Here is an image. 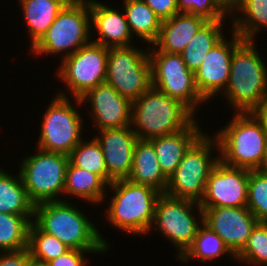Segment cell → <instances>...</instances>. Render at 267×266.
I'll return each mask as SVG.
<instances>
[{
  "label": "cell",
  "instance_id": "1",
  "mask_svg": "<svg viewBox=\"0 0 267 266\" xmlns=\"http://www.w3.org/2000/svg\"><path fill=\"white\" fill-rule=\"evenodd\" d=\"M33 222L71 249L87 250L92 254L109 249V243L94 223L67 200L35 205Z\"/></svg>",
  "mask_w": 267,
  "mask_h": 266
},
{
  "label": "cell",
  "instance_id": "2",
  "mask_svg": "<svg viewBox=\"0 0 267 266\" xmlns=\"http://www.w3.org/2000/svg\"><path fill=\"white\" fill-rule=\"evenodd\" d=\"M255 44L244 40L233 52L222 94L236 112H256L267 101V68Z\"/></svg>",
  "mask_w": 267,
  "mask_h": 266
},
{
  "label": "cell",
  "instance_id": "3",
  "mask_svg": "<svg viewBox=\"0 0 267 266\" xmlns=\"http://www.w3.org/2000/svg\"><path fill=\"white\" fill-rule=\"evenodd\" d=\"M228 125L217 130L219 159L225 165L257 170L267 148V131L256 112H235Z\"/></svg>",
  "mask_w": 267,
  "mask_h": 266
},
{
  "label": "cell",
  "instance_id": "4",
  "mask_svg": "<svg viewBox=\"0 0 267 266\" xmlns=\"http://www.w3.org/2000/svg\"><path fill=\"white\" fill-rule=\"evenodd\" d=\"M195 118L180 101L151 87L132 102L130 126L138 139L150 140L179 132Z\"/></svg>",
  "mask_w": 267,
  "mask_h": 266
},
{
  "label": "cell",
  "instance_id": "5",
  "mask_svg": "<svg viewBox=\"0 0 267 266\" xmlns=\"http://www.w3.org/2000/svg\"><path fill=\"white\" fill-rule=\"evenodd\" d=\"M108 186L115 194L107 203V222L131 235L149 234L152 231L155 205L161 193L128 179L113 181Z\"/></svg>",
  "mask_w": 267,
  "mask_h": 266
},
{
  "label": "cell",
  "instance_id": "6",
  "mask_svg": "<svg viewBox=\"0 0 267 266\" xmlns=\"http://www.w3.org/2000/svg\"><path fill=\"white\" fill-rule=\"evenodd\" d=\"M90 27V0H70L30 50L41 56L62 53L65 58L92 41Z\"/></svg>",
  "mask_w": 267,
  "mask_h": 266
},
{
  "label": "cell",
  "instance_id": "7",
  "mask_svg": "<svg viewBox=\"0 0 267 266\" xmlns=\"http://www.w3.org/2000/svg\"><path fill=\"white\" fill-rule=\"evenodd\" d=\"M212 136L203 133L185 152L176 170L168 177L167 195L197 203L201 201L209 174L220 160L219 154L213 156L215 149L219 152V145Z\"/></svg>",
  "mask_w": 267,
  "mask_h": 266
},
{
  "label": "cell",
  "instance_id": "8",
  "mask_svg": "<svg viewBox=\"0 0 267 266\" xmlns=\"http://www.w3.org/2000/svg\"><path fill=\"white\" fill-rule=\"evenodd\" d=\"M36 154L24 157L19 174L30 201L34 204L64 201L65 173L68 155L36 148Z\"/></svg>",
  "mask_w": 267,
  "mask_h": 266
},
{
  "label": "cell",
  "instance_id": "9",
  "mask_svg": "<svg viewBox=\"0 0 267 266\" xmlns=\"http://www.w3.org/2000/svg\"><path fill=\"white\" fill-rule=\"evenodd\" d=\"M105 83L131 102L152 87L149 51L130 47H109Z\"/></svg>",
  "mask_w": 267,
  "mask_h": 266
},
{
  "label": "cell",
  "instance_id": "10",
  "mask_svg": "<svg viewBox=\"0 0 267 266\" xmlns=\"http://www.w3.org/2000/svg\"><path fill=\"white\" fill-rule=\"evenodd\" d=\"M68 96L67 92H59L48 105L41 124L38 149L69 155L82 140L83 118Z\"/></svg>",
  "mask_w": 267,
  "mask_h": 266
},
{
  "label": "cell",
  "instance_id": "11",
  "mask_svg": "<svg viewBox=\"0 0 267 266\" xmlns=\"http://www.w3.org/2000/svg\"><path fill=\"white\" fill-rule=\"evenodd\" d=\"M194 208L199 211L197 215L201 218H199L201 224L195 219ZM202 223L203 209L199 203L161 193L155 205L151 229L158 230L157 232L162 233L172 245L176 246L178 252L176 256L179 259L193 244Z\"/></svg>",
  "mask_w": 267,
  "mask_h": 266
},
{
  "label": "cell",
  "instance_id": "12",
  "mask_svg": "<svg viewBox=\"0 0 267 266\" xmlns=\"http://www.w3.org/2000/svg\"><path fill=\"white\" fill-rule=\"evenodd\" d=\"M148 47L151 63L152 87L180 101L194 115L201 103L194 81V73L183 62L181 54L168 53Z\"/></svg>",
  "mask_w": 267,
  "mask_h": 266
},
{
  "label": "cell",
  "instance_id": "13",
  "mask_svg": "<svg viewBox=\"0 0 267 266\" xmlns=\"http://www.w3.org/2000/svg\"><path fill=\"white\" fill-rule=\"evenodd\" d=\"M108 47L90 42L62 58L58 78L68 86L71 97L80 99L92 88L105 83Z\"/></svg>",
  "mask_w": 267,
  "mask_h": 266
},
{
  "label": "cell",
  "instance_id": "14",
  "mask_svg": "<svg viewBox=\"0 0 267 266\" xmlns=\"http://www.w3.org/2000/svg\"><path fill=\"white\" fill-rule=\"evenodd\" d=\"M250 170L218 161L209 174L199 206L206 208L247 206Z\"/></svg>",
  "mask_w": 267,
  "mask_h": 266
},
{
  "label": "cell",
  "instance_id": "15",
  "mask_svg": "<svg viewBox=\"0 0 267 266\" xmlns=\"http://www.w3.org/2000/svg\"><path fill=\"white\" fill-rule=\"evenodd\" d=\"M231 33L232 40L227 41L223 37L208 51L201 66L194 72L195 86L206 102L218 93L222 94L226 88L233 52L244 41L233 30Z\"/></svg>",
  "mask_w": 267,
  "mask_h": 266
},
{
  "label": "cell",
  "instance_id": "16",
  "mask_svg": "<svg viewBox=\"0 0 267 266\" xmlns=\"http://www.w3.org/2000/svg\"><path fill=\"white\" fill-rule=\"evenodd\" d=\"M203 223L219 235L236 256L248 242L258 221L246 206H242L206 208Z\"/></svg>",
  "mask_w": 267,
  "mask_h": 266
},
{
  "label": "cell",
  "instance_id": "17",
  "mask_svg": "<svg viewBox=\"0 0 267 266\" xmlns=\"http://www.w3.org/2000/svg\"><path fill=\"white\" fill-rule=\"evenodd\" d=\"M74 100L77 105L86 101L91 103L90 116L99 131L131 125L132 102L107 83L92 88L80 99Z\"/></svg>",
  "mask_w": 267,
  "mask_h": 266
},
{
  "label": "cell",
  "instance_id": "18",
  "mask_svg": "<svg viewBox=\"0 0 267 266\" xmlns=\"http://www.w3.org/2000/svg\"><path fill=\"white\" fill-rule=\"evenodd\" d=\"M95 137L99 142L107 169L110 184L116 180L127 179L132 168L136 134L131 126L98 131Z\"/></svg>",
  "mask_w": 267,
  "mask_h": 266
},
{
  "label": "cell",
  "instance_id": "19",
  "mask_svg": "<svg viewBox=\"0 0 267 266\" xmlns=\"http://www.w3.org/2000/svg\"><path fill=\"white\" fill-rule=\"evenodd\" d=\"M91 27L99 35L92 42L104 47H130L133 36L129 30L125 14L112 7L90 0ZM94 26V27H93Z\"/></svg>",
  "mask_w": 267,
  "mask_h": 266
},
{
  "label": "cell",
  "instance_id": "20",
  "mask_svg": "<svg viewBox=\"0 0 267 266\" xmlns=\"http://www.w3.org/2000/svg\"><path fill=\"white\" fill-rule=\"evenodd\" d=\"M207 22L206 18L199 15L177 13L162 21L159 35L152 45L159 51L181 54Z\"/></svg>",
  "mask_w": 267,
  "mask_h": 266
},
{
  "label": "cell",
  "instance_id": "21",
  "mask_svg": "<svg viewBox=\"0 0 267 266\" xmlns=\"http://www.w3.org/2000/svg\"><path fill=\"white\" fill-rule=\"evenodd\" d=\"M203 134L196 118L179 132L150 139L163 173L170 177L189 147Z\"/></svg>",
  "mask_w": 267,
  "mask_h": 266
},
{
  "label": "cell",
  "instance_id": "22",
  "mask_svg": "<svg viewBox=\"0 0 267 266\" xmlns=\"http://www.w3.org/2000/svg\"><path fill=\"white\" fill-rule=\"evenodd\" d=\"M129 181L165 193L168 177L163 173L150 140L137 139L134 146Z\"/></svg>",
  "mask_w": 267,
  "mask_h": 266
},
{
  "label": "cell",
  "instance_id": "23",
  "mask_svg": "<svg viewBox=\"0 0 267 266\" xmlns=\"http://www.w3.org/2000/svg\"><path fill=\"white\" fill-rule=\"evenodd\" d=\"M70 0H19L25 24L30 33L31 47L53 24Z\"/></svg>",
  "mask_w": 267,
  "mask_h": 266
},
{
  "label": "cell",
  "instance_id": "24",
  "mask_svg": "<svg viewBox=\"0 0 267 266\" xmlns=\"http://www.w3.org/2000/svg\"><path fill=\"white\" fill-rule=\"evenodd\" d=\"M234 13L243 15L237 17ZM230 15L229 18H233L231 30L243 40L255 41L257 32L267 28V0H237Z\"/></svg>",
  "mask_w": 267,
  "mask_h": 266
},
{
  "label": "cell",
  "instance_id": "25",
  "mask_svg": "<svg viewBox=\"0 0 267 266\" xmlns=\"http://www.w3.org/2000/svg\"><path fill=\"white\" fill-rule=\"evenodd\" d=\"M107 184L96 174L68 162L65 173L64 196L78 197L90 203L104 202Z\"/></svg>",
  "mask_w": 267,
  "mask_h": 266
},
{
  "label": "cell",
  "instance_id": "26",
  "mask_svg": "<svg viewBox=\"0 0 267 266\" xmlns=\"http://www.w3.org/2000/svg\"><path fill=\"white\" fill-rule=\"evenodd\" d=\"M123 7L133 38L135 35L152 45L159 35L162 20L143 0H124Z\"/></svg>",
  "mask_w": 267,
  "mask_h": 266
},
{
  "label": "cell",
  "instance_id": "27",
  "mask_svg": "<svg viewBox=\"0 0 267 266\" xmlns=\"http://www.w3.org/2000/svg\"><path fill=\"white\" fill-rule=\"evenodd\" d=\"M224 20L208 21L188 42L181 53L186 67L193 73L201 66L206 54L225 35Z\"/></svg>",
  "mask_w": 267,
  "mask_h": 266
},
{
  "label": "cell",
  "instance_id": "28",
  "mask_svg": "<svg viewBox=\"0 0 267 266\" xmlns=\"http://www.w3.org/2000/svg\"><path fill=\"white\" fill-rule=\"evenodd\" d=\"M34 206L19 172L15 177L0 167V213L34 215Z\"/></svg>",
  "mask_w": 267,
  "mask_h": 266
},
{
  "label": "cell",
  "instance_id": "29",
  "mask_svg": "<svg viewBox=\"0 0 267 266\" xmlns=\"http://www.w3.org/2000/svg\"><path fill=\"white\" fill-rule=\"evenodd\" d=\"M228 254L231 259H235V255L224 244L219 235L212 231L204 223L199 227L193 244L179 258L180 261L189 262L191 259H198L200 262L214 261L215 259Z\"/></svg>",
  "mask_w": 267,
  "mask_h": 266
},
{
  "label": "cell",
  "instance_id": "30",
  "mask_svg": "<svg viewBox=\"0 0 267 266\" xmlns=\"http://www.w3.org/2000/svg\"><path fill=\"white\" fill-rule=\"evenodd\" d=\"M33 218L34 215L0 213V252L28 248V230Z\"/></svg>",
  "mask_w": 267,
  "mask_h": 266
},
{
  "label": "cell",
  "instance_id": "31",
  "mask_svg": "<svg viewBox=\"0 0 267 266\" xmlns=\"http://www.w3.org/2000/svg\"><path fill=\"white\" fill-rule=\"evenodd\" d=\"M69 162L76 167L98 175L107 185L110 176L107 174L104 156L95 136L90 141L82 139L68 155Z\"/></svg>",
  "mask_w": 267,
  "mask_h": 266
},
{
  "label": "cell",
  "instance_id": "32",
  "mask_svg": "<svg viewBox=\"0 0 267 266\" xmlns=\"http://www.w3.org/2000/svg\"><path fill=\"white\" fill-rule=\"evenodd\" d=\"M28 249L32 259L48 263L65 254L71 248L55 236L42 231L32 221L28 230Z\"/></svg>",
  "mask_w": 267,
  "mask_h": 266
},
{
  "label": "cell",
  "instance_id": "33",
  "mask_svg": "<svg viewBox=\"0 0 267 266\" xmlns=\"http://www.w3.org/2000/svg\"><path fill=\"white\" fill-rule=\"evenodd\" d=\"M246 264L267 266V223L258 222L252 229L248 242L235 256Z\"/></svg>",
  "mask_w": 267,
  "mask_h": 266
},
{
  "label": "cell",
  "instance_id": "34",
  "mask_svg": "<svg viewBox=\"0 0 267 266\" xmlns=\"http://www.w3.org/2000/svg\"><path fill=\"white\" fill-rule=\"evenodd\" d=\"M258 222L267 223V175L250 170L247 206Z\"/></svg>",
  "mask_w": 267,
  "mask_h": 266
},
{
  "label": "cell",
  "instance_id": "35",
  "mask_svg": "<svg viewBox=\"0 0 267 266\" xmlns=\"http://www.w3.org/2000/svg\"><path fill=\"white\" fill-rule=\"evenodd\" d=\"M179 13L199 15L208 21L225 20L230 9L221 0H177Z\"/></svg>",
  "mask_w": 267,
  "mask_h": 266
},
{
  "label": "cell",
  "instance_id": "36",
  "mask_svg": "<svg viewBox=\"0 0 267 266\" xmlns=\"http://www.w3.org/2000/svg\"><path fill=\"white\" fill-rule=\"evenodd\" d=\"M89 251L79 250V249H70L65 254L49 261L47 264L49 266H86L87 260L85 254Z\"/></svg>",
  "mask_w": 267,
  "mask_h": 266
},
{
  "label": "cell",
  "instance_id": "37",
  "mask_svg": "<svg viewBox=\"0 0 267 266\" xmlns=\"http://www.w3.org/2000/svg\"><path fill=\"white\" fill-rule=\"evenodd\" d=\"M163 21L179 13L177 0H143Z\"/></svg>",
  "mask_w": 267,
  "mask_h": 266
},
{
  "label": "cell",
  "instance_id": "38",
  "mask_svg": "<svg viewBox=\"0 0 267 266\" xmlns=\"http://www.w3.org/2000/svg\"><path fill=\"white\" fill-rule=\"evenodd\" d=\"M31 259L28 248L0 253V266H27Z\"/></svg>",
  "mask_w": 267,
  "mask_h": 266
},
{
  "label": "cell",
  "instance_id": "39",
  "mask_svg": "<svg viewBox=\"0 0 267 266\" xmlns=\"http://www.w3.org/2000/svg\"><path fill=\"white\" fill-rule=\"evenodd\" d=\"M256 113L263 120L267 131V101L256 111Z\"/></svg>",
  "mask_w": 267,
  "mask_h": 266
},
{
  "label": "cell",
  "instance_id": "40",
  "mask_svg": "<svg viewBox=\"0 0 267 266\" xmlns=\"http://www.w3.org/2000/svg\"><path fill=\"white\" fill-rule=\"evenodd\" d=\"M257 171H259L260 173L264 175H267V148H266V152L263 155L262 162L257 168Z\"/></svg>",
  "mask_w": 267,
  "mask_h": 266
},
{
  "label": "cell",
  "instance_id": "41",
  "mask_svg": "<svg viewBox=\"0 0 267 266\" xmlns=\"http://www.w3.org/2000/svg\"><path fill=\"white\" fill-rule=\"evenodd\" d=\"M27 266H49V265L45 262L37 261L31 258Z\"/></svg>",
  "mask_w": 267,
  "mask_h": 266
},
{
  "label": "cell",
  "instance_id": "42",
  "mask_svg": "<svg viewBox=\"0 0 267 266\" xmlns=\"http://www.w3.org/2000/svg\"><path fill=\"white\" fill-rule=\"evenodd\" d=\"M229 9H231L237 0H221Z\"/></svg>",
  "mask_w": 267,
  "mask_h": 266
}]
</instances>
